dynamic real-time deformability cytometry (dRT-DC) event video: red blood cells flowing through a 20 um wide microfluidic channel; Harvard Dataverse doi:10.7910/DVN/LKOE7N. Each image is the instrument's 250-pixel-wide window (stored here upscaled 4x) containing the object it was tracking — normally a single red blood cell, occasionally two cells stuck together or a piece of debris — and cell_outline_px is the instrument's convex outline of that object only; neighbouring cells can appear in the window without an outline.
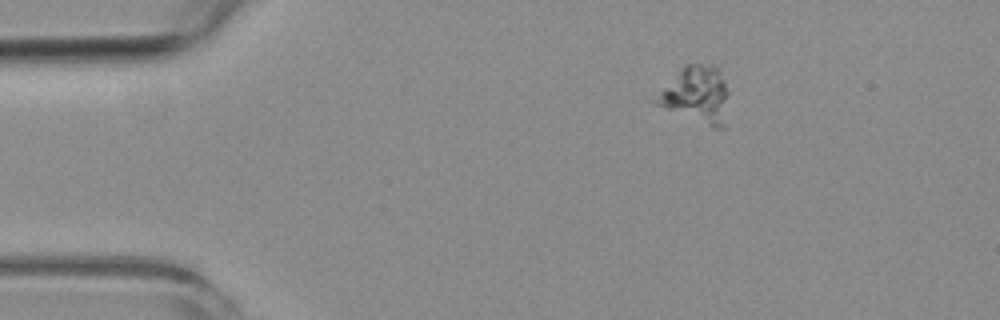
{"species": "common noctule bat (a hibernating species)", "species_latin": "Nyctalus noctula", "temperature_condition": "room temperature", "stored_images_in_passage": 5, "camera_frame_rate_fps": 3000, "um_per_image_px": 0.085, "animal": {"sex": "female", "body_mass_g": 19.3, "forearm_length_mm": 54.1}, "frame": {"image": 1, "passage_image": 5, "time_ms": 5.667, "image_size_px": [1000, 320], "cell_outline_px": [[728, 96], [724, 128], [712, 128], [652, 104], [648, 100], [684, 64], [712, 64], [720, 68], [728, 92]], "centroid_in_image_um": [59.12, 8.05], "position_along_channel_um": 25.9, "area_um2": 24.85}}